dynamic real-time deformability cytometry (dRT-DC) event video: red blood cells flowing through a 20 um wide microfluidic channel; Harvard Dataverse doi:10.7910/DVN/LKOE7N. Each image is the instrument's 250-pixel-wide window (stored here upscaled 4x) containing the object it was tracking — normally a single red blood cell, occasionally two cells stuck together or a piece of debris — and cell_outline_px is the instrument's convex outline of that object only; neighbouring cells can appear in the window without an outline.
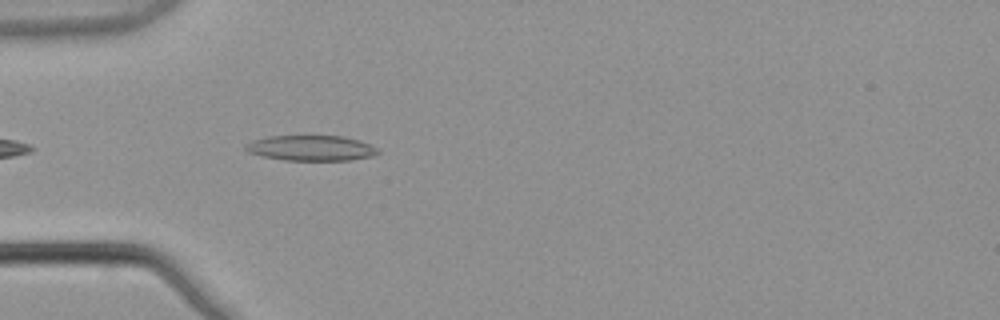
{"species": "common noctule bat (a hibernating species)", "species_latin": "Nyctalus noctula", "temperature_condition": "warm", "stored_images_in_passage": 2, "camera_frame_rate_fps": 3000, "um_per_image_px": 0.085, "animal": {"sex": "male", "body_mass_g": 21.5, "forearm_length_mm": 52.0}, "frame": {"image": 1, "passage_image": 2, "time_ms": 0.333, "image_size_px": [1000, 320], "cell_outline_px": [[380, 152], [372, 156], [348, 160], [284, 160], [264, 156], [248, 152], [244, 148], [244, 144], [252, 140], [268, 136], [344, 136], [360, 140], [376, 148]], "centroid_in_image_um": [26.41, 12.58], "position_along_channel_um": 58.6, "area_um2": 19.48}}